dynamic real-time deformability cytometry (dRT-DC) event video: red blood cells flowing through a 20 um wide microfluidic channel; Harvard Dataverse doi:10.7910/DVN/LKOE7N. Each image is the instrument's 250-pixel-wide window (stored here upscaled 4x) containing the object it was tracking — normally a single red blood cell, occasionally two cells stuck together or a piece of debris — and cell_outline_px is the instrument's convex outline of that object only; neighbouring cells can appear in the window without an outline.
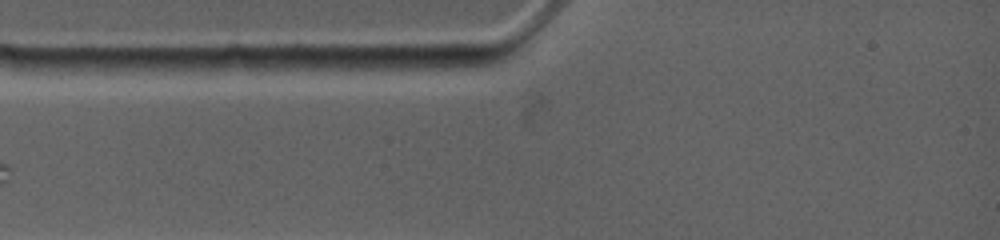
{"species": "common noctule bat (a hibernating species)", "species_latin": "Nyctalus noctula", "temperature_condition": "warm", "stored_images_in_passage": 3, "camera_frame_rate_fps": 4500, "um_per_image_px": 0.085, "animal": {"sex": "female", "body_mass_g": 19.0, "forearm_length_mm": 53.3}, "frame": {"image": 1, "passage_image": 3, "time_ms": 2.0, "image_size_px": [1000, 240], "cell_outline_px": [[500, 60], [488, 64], [444, 72], [436, 72], [336, 68], [336, 64], [340, 56], [484, 56]], "centroid_in_image_um": [35.11, 5.34], "position_along_channel_um": 49.9, "area_um2": 15.03}}